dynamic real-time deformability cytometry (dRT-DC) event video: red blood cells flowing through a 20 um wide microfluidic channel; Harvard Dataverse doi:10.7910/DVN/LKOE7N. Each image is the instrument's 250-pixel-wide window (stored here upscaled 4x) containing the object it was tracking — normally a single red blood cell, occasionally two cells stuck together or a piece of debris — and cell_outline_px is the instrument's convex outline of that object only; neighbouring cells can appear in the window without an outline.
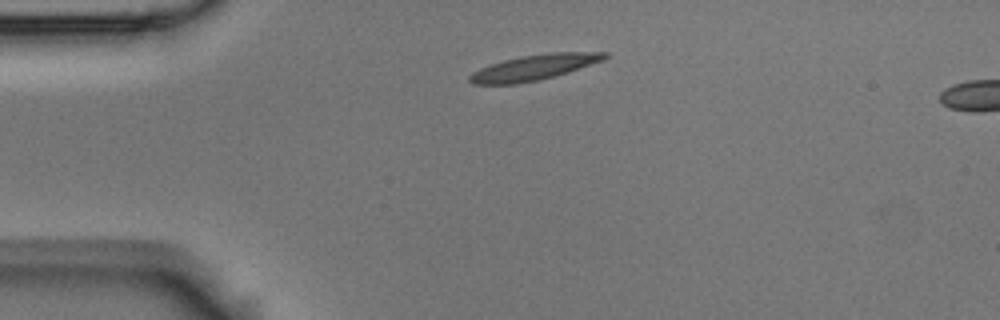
{"species": "Egyptian fruit bat (a non-hibernating species)", "species_latin": "Rousettus aegyptiacus", "temperature_condition": "room temperature", "stored_images_in_passage": 3, "camera_frame_rate_fps": 3000, "um_per_image_px": 0.085, "animal": {"sex": "male"}, "frame": {"image": 1, "passage_image": 1, "time_ms": 0.0, "image_size_px": [1000, 320], "cell_outline_px": [[608, 56], [604, 60], [568, 72], [540, 80], [516, 84], [472, 84], [468, 80], [468, 76], [472, 72], [480, 68], [504, 60], [520, 56], [552, 52], [608, 52]], "centroid_in_image_um": [45.39, 5.73], "position_along_channel_um": 39.6, "area_um2": 20.0}}
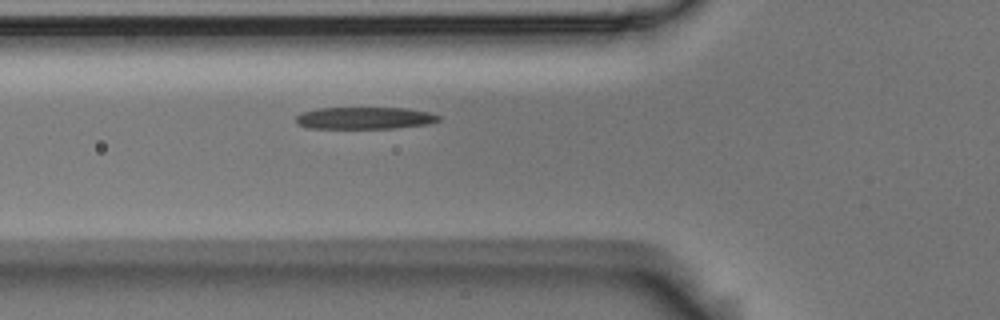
{"frame": {"image": 2, "passage_image": 3, "time_ms": 0.667, "image_size_px": [1000, 320], "cell_outline_px": [[440, 120], [428, 124], [392, 128], [308, 128], [296, 124], [296, 116], [304, 112], [316, 108], [408, 108], [428, 112], [440, 116]], "centroid_in_image_um": [30.98, 10.03], "position_along_channel_um": 94.8, "area_um2": 18.26}}